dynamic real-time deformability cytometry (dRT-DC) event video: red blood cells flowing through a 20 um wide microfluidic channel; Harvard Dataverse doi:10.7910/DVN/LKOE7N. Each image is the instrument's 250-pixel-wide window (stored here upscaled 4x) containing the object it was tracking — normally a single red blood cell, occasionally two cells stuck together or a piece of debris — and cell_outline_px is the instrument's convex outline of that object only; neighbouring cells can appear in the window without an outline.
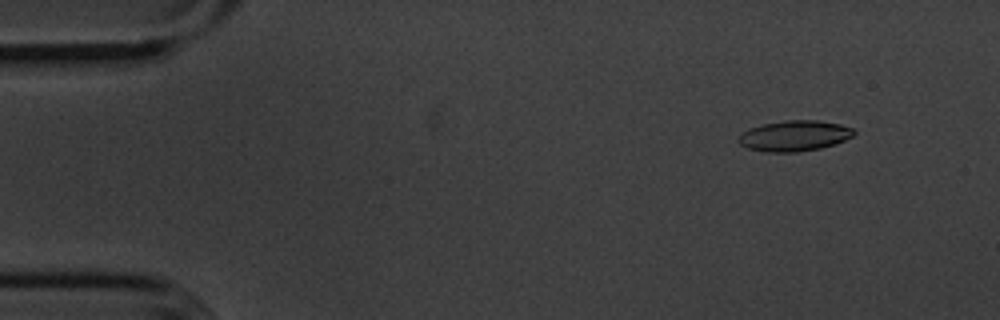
{"species": "common noctule bat (a hibernating species)", "species_latin": "Nyctalus noctula", "temperature_condition": "cold", "stored_images_in_passage": 13, "camera_frame_rate_fps": 3000, "um_per_image_px": 0.085, "animal": {"sex": "male", "body_mass_g": 20.1, "forearm_length_mm": 53.5}, "frame": {"image": 1, "passage_image": 6, "time_ms": 1.667, "image_size_px": [1000, 320], "cell_outline_px": [[856, 132], [852, 136], [844, 140], [820, 148], [796, 152], [768, 152], [748, 148], [740, 144], [736, 140], [748, 128], [764, 124], [784, 120], [816, 120], [840, 124], [852, 128]], "centroid_in_image_um": [67.51, 11.54], "position_along_channel_um": 17.5, "area_um2": 20.4}}